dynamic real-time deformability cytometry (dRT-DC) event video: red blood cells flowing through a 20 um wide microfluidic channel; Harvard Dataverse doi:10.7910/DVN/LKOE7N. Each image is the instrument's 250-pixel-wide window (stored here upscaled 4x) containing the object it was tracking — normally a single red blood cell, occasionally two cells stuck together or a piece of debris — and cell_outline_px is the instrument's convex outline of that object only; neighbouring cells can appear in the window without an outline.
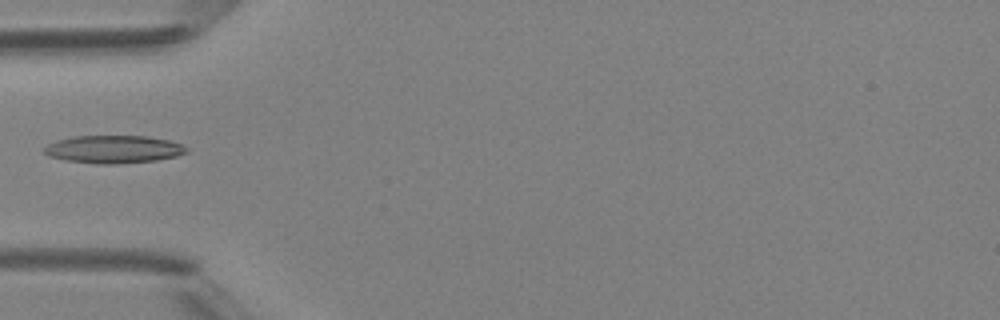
{"species": "Egyptian fruit bat (a non-hibernating species)", "species_latin": "Rousettus aegyptiacus", "temperature_condition": "room temperature", "stored_images_in_passage": 5, "camera_frame_rate_fps": 3000, "um_per_image_px": 0.085, "animal": {"sex": "female"}, "frame": {"image": 1, "passage_image": 5, "time_ms": 4.667, "image_size_px": [1000, 320], "cell_outline_px": [[188, 152], [176, 156], [156, 160], [112, 164], [96, 164], [64, 160], [48, 156], [44, 152], [44, 148], [48, 144], [56, 140], [76, 136], [148, 136], [168, 140], [180, 144], [188, 148]], "centroid_in_image_um": [9.63, 12.69], "position_along_channel_um": 75.4, "area_um2": 23.0}}